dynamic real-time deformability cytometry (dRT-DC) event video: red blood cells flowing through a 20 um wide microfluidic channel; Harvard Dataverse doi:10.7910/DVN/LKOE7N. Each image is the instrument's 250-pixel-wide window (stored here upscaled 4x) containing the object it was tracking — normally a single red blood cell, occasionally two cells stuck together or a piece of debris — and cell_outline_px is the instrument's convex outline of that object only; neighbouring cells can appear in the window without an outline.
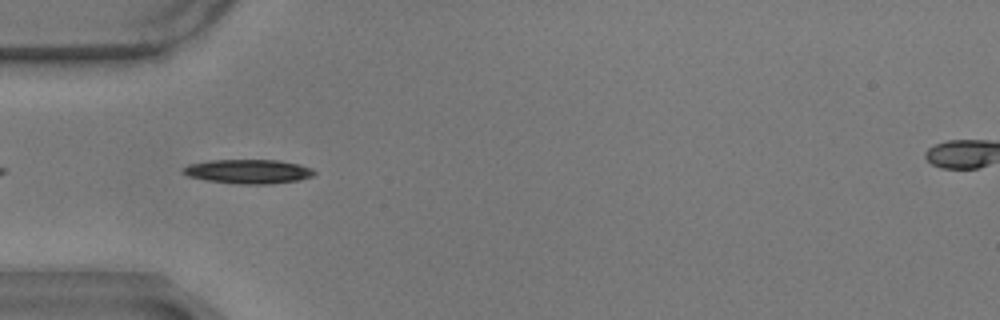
{"species": "common noctule bat (a hibernating species)", "species_latin": "Nyctalus noctula", "temperature_condition": "warm", "stored_images_in_passage": 39, "camera_frame_rate_fps": 3000, "um_per_image_px": 0.085, "animal": {"sex": "male", "body_mass_g": 17.9}, "frame": {"image": 1, "passage_image": 3, "time_ms": 0.667, "image_size_px": [1000, 320], "cell_outline_px": [[316, 172], [312, 176], [300, 180], [268, 184], [244, 184], [208, 180], [188, 176], [184, 172], [184, 168], [188, 164], [208, 160], [280, 160], [300, 164], [312, 168]], "centroid_in_image_um": [21.16, 14.56], "position_along_channel_um": 63.8, "area_um2": 18.38}}
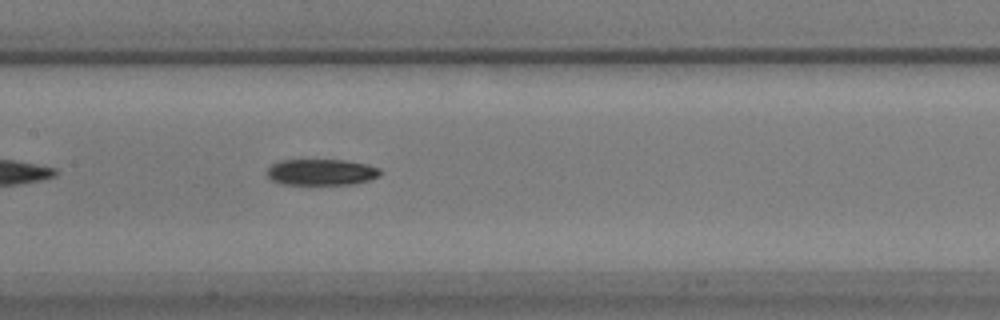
{"frame": {"image": 2, "passage_image": 13, "time_ms": 4.0, "image_size_px": [1000, 320], "cell_outline_px": [[380, 176], [368, 180], [352, 184], [284, 184], [272, 180], [268, 176], [268, 168], [272, 164], [280, 160], [344, 160], [368, 164], [380, 168]], "centroid_in_image_um": [27.34, 14.62], "position_along_channel_um": 180.1, "area_um2": 17.17}}
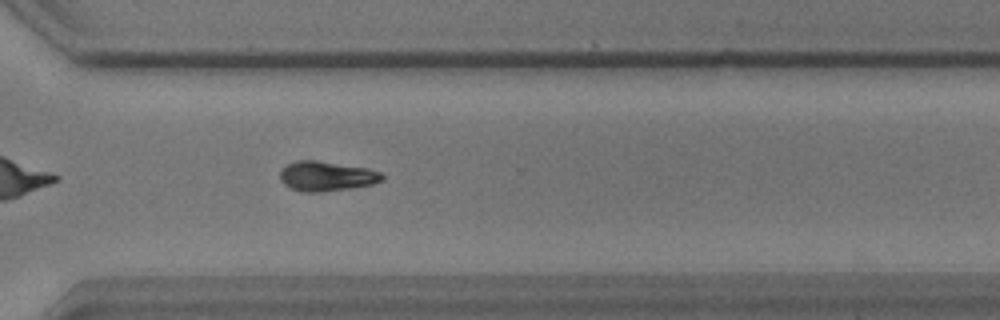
{"frame": {"image": 3, "passage_image": 27, "time_ms": 8.667, "image_size_px": [1000, 320], "cell_outline_px": [[384, 180], [372, 184], [348, 188], [320, 192], [304, 192], [292, 188], [284, 184], [280, 180], [280, 172], [288, 164], [296, 160], [316, 160], [368, 168], [380, 172], [384, 176]], "centroid_in_image_um": [27.76, 14.97], "position_along_channel_um": 342.8, "area_um2": 17.57}, "authors_computed_cell_mechanics": {"area_um2": 17.2822, "velocity_mm_per_s": 3.493, "shape_relaxation_time_tau1_ms": 3.8826, "shape_relaxation_time_tau2_ms": null, "deformation_change_tau1": 0.173, "deformation_change_tau2": null}}